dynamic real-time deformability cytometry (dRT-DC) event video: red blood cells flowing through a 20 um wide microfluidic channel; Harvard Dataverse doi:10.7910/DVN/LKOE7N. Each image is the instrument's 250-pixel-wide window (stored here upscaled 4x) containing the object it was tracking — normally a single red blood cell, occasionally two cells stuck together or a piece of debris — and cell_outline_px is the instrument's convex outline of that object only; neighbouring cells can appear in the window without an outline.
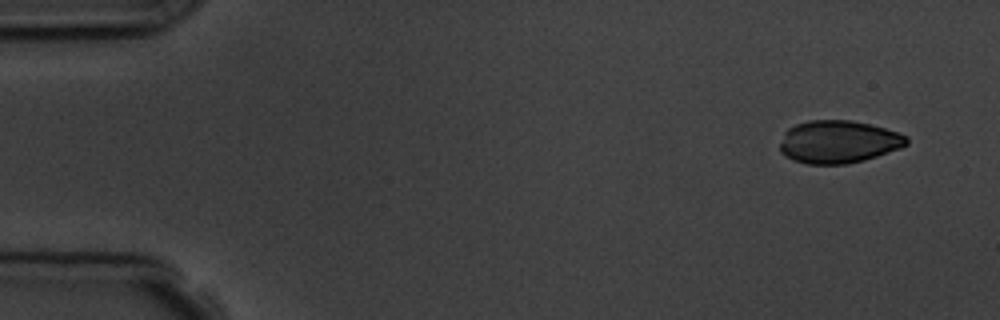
{"species": "common noctule bat (a hibernating species)", "species_latin": "Nyctalus noctula", "temperature_condition": "room temperature", "stored_images_in_passage": 5, "camera_frame_rate_fps": 3000, "um_per_image_px": 0.085, "animal": {"sex": "male", "body_mass_g": 19.5, "forearm_length_mm": 54.6}, "frame": {"image": 1, "passage_image": 1, "time_ms": 0.0, "image_size_px": [1000, 320], "cell_outline_px": [[908, 144], [900, 148], [864, 160], [848, 164], [808, 164], [792, 160], [784, 156], [780, 152], [780, 144], [784, 132], [788, 128], [796, 124], [808, 120], [852, 120], [872, 124], [908, 136]], "centroid_in_image_um": [71.24, 12.05], "position_along_channel_um": 13.8, "area_um2": 31.73}}